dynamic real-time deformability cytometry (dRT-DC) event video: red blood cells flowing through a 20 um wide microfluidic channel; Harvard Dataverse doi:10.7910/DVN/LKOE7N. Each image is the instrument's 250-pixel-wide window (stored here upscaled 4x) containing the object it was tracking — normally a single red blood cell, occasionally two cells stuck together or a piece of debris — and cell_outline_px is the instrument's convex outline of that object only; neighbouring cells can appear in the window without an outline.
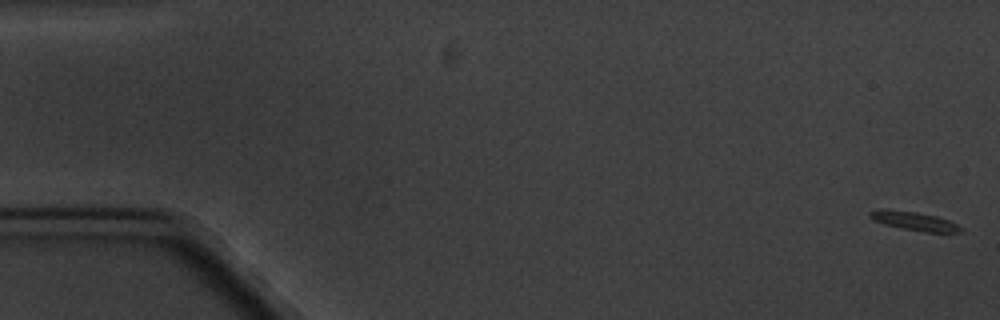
{"species": "common noctule bat (a hibernating species)", "species_latin": "Nyctalus noctula", "temperature_condition": "cold", "stored_images_in_passage": 5, "camera_frame_rate_fps": 3000, "um_per_image_px": 0.085, "animal": {"sex": "male", "body_mass_g": 20.1, "forearm_length_mm": 53.5}, "frame": {"image": 1, "passage_image": 1, "time_ms": 0.0, "image_size_px": [1000, 320], "cell_outline_px": [[964, 232], [924, 232], [900, 228], [884, 224], [872, 220], [868, 216], [868, 212], [880, 208], [916, 212], [936, 216], [948, 220], [964, 228]], "centroid_in_image_um": [77.68, 18.79], "position_along_channel_um": 7.3, "area_um2": 10.06}}